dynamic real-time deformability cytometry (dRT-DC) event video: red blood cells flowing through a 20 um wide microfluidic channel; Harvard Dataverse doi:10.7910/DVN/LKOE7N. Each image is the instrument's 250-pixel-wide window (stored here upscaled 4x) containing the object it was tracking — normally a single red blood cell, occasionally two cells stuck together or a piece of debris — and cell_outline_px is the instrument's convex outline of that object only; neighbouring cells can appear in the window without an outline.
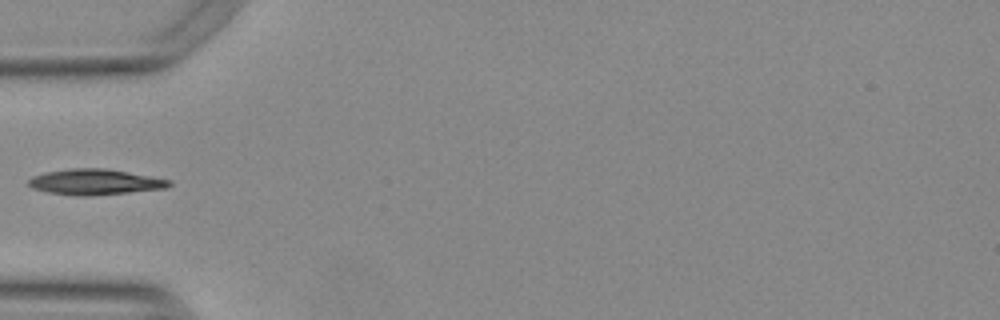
{"species": "Egyptian fruit bat (a non-hibernating species)", "species_latin": "Rousettus aegyptiacus", "temperature_condition": "warm", "stored_images_in_passage": 37, "camera_frame_rate_fps": 3000, "um_per_image_px": 0.085, "animal": {"sex": "female"}, "frame": {"image": 1, "passage_image": 1, "time_ms": 0.0, "image_size_px": [1000, 320], "cell_outline_px": [[172, 184], [164, 188], [128, 192], [84, 196], [76, 196], [48, 192], [32, 188], [28, 184], [28, 180], [32, 176], [48, 172], [72, 168], [104, 168], [152, 176], [172, 180]], "centroid_in_image_um": [8.07, 15.46], "position_along_channel_um": 76.9, "area_um2": 20.81}}
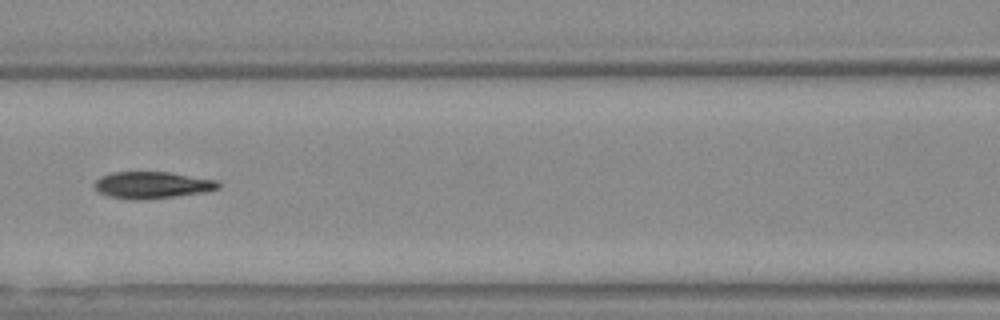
{"frame": {"image": 2, "passage_image": 7, "time_ms": 2.0, "image_size_px": [1000, 320], "cell_outline_px": [[220, 188], [200, 192], [144, 200], [132, 200], [108, 196], [100, 192], [92, 184], [100, 176], [112, 172], [168, 172], [216, 180], [220, 184]], "centroid_in_image_um": [12.87, 15.72], "position_along_channel_um": 153.7, "area_um2": 19.13}}
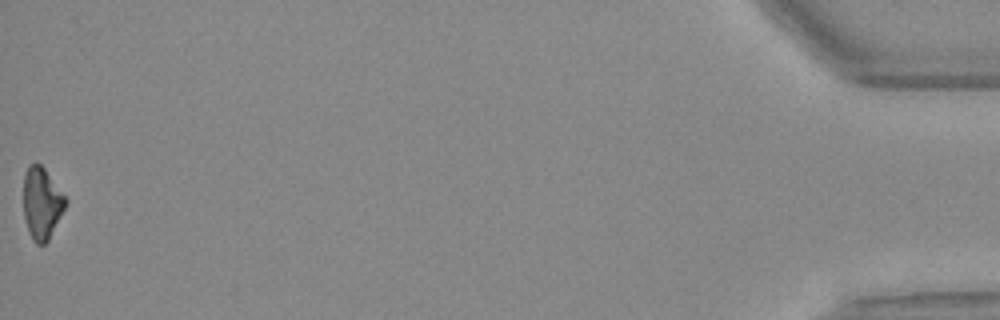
{"frame": {"image": 3, "passage_image": 37, "time_ms": 12.0, "image_size_px": [1000, 320], "cell_outline_px": [[68, 204], [48, 240], [44, 244], [36, 244], [32, 240], [28, 232], [24, 220], [24, 172], [28, 164], [36, 160], [44, 168], [68, 200]], "centroid_in_image_um": [3.54, 17.26], "position_along_channel_um": 431.7, "area_um2": 17.92}}